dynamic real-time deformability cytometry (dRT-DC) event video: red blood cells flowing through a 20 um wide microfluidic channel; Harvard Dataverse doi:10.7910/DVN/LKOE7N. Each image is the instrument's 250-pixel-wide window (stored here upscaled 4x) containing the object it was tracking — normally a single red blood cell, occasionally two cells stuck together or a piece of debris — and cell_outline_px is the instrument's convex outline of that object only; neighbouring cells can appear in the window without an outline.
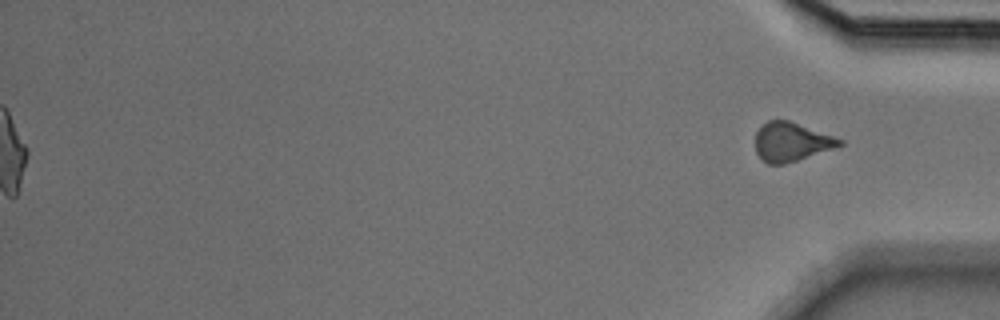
{"species": "Egyptian fruit bat (a non-hibernating species)", "species_latin": "Rousettus aegyptiacus", "temperature_condition": "cold", "stored_images_in_passage": 50, "segment_of_instrument_passage": [2, 2], "camera_frame_rate_fps": 3000, "um_per_image_px": 0.085, "animal": {"sex": "male"}, "frame": {"image": 1, "passage_image": 50, "time_ms": 16.333, "image_size_px": [1000, 320], "cell_outline_px": [[844, 144], [784, 164], [768, 164], [756, 152], [756, 132], [768, 120], [788, 120], [844, 140]], "centroid_in_image_um": [67.24, 12.05], "position_along_channel_um": 368.0, "area_um2": 18.55}}